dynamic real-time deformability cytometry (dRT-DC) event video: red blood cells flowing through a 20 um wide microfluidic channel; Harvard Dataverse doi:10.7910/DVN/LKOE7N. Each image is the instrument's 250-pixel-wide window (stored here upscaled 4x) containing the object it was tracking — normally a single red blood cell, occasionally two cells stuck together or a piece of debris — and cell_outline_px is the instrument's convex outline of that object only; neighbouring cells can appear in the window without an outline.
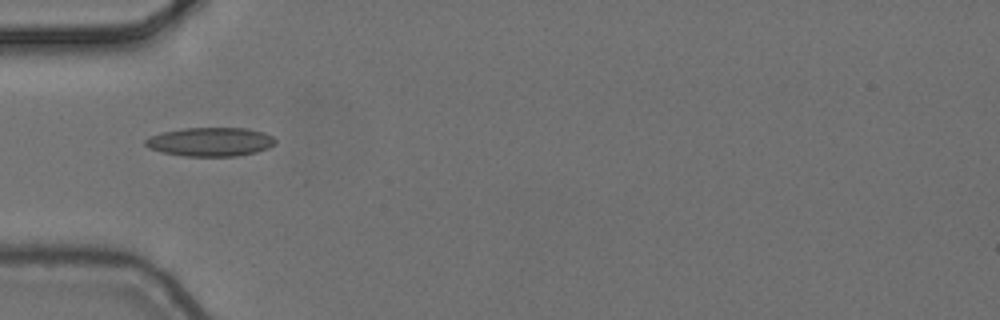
{"species": "common noctule bat (a hibernating species)", "species_latin": "Nyctalus noctula", "temperature_condition": "cold", "stored_images_in_passage": 6, "camera_frame_rate_fps": 3000, "um_per_image_px": 0.085, "animal": {"sex": "female", "body_mass_g": 24.6, "forearm_length_mm": 56.2}, "frame": {"image": 1, "passage_image": 1, "time_ms": 0.0, "image_size_px": [1000, 320], "cell_outline_px": [[276, 144], [268, 148], [256, 152], [236, 156], [184, 156], [160, 152], [148, 148], [144, 144], [144, 140], [148, 136], [164, 132], [184, 128], [248, 128], [264, 132], [272, 136], [276, 140]], "centroid_in_image_um": [17.87, 12.05], "position_along_channel_um": 67.1, "area_um2": 22.02}}
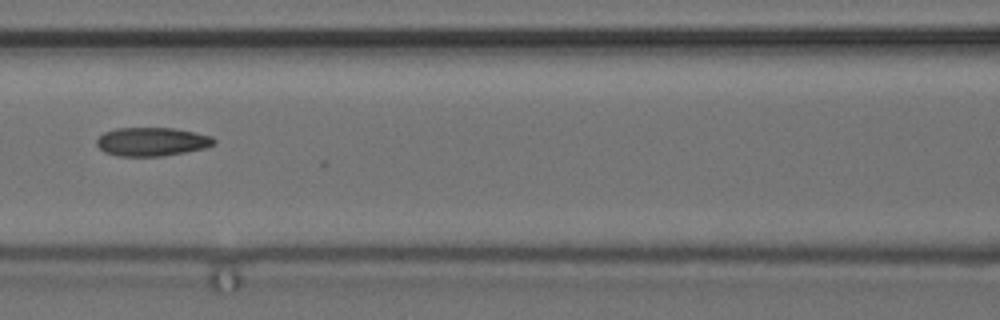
{"frame": {"image": 2, "passage_image": 3, "time_ms": 0.667, "image_size_px": [1000, 320], "cell_outline_px": [[216, 140], [212, 144], [204, 148], [164, 156], [120, 156], [104, 152], [96, 144], [96, 140], [104, 132], [116, 128], [172, 128], [212, 136]], "centroid_in_image_um": [12.87, 12.04], "position_along_channel_um": 153.7, "area_um2": 19.36}}
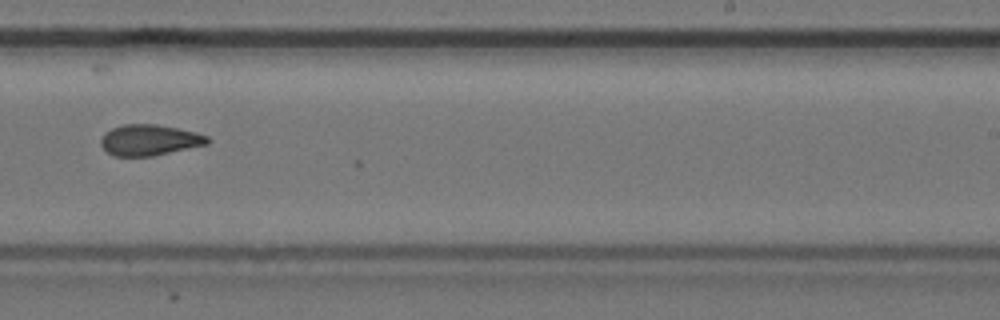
{"frame": {"image": 3, "passage_image": 6, "time_ms": 1.667, "image_size_px": [1000, 320], "cell_outline_px": [[212, 140], [208, 144], [152, 156], [112, 156], [100, 144], [100, 140], [104, 132], [120, 124], [156, 124], [196, 132], [208, 136]], "centroid_in_image_um": [12.7, 11.9], "position_along_channel_um": 276.3, "area_um2": 19.31}}